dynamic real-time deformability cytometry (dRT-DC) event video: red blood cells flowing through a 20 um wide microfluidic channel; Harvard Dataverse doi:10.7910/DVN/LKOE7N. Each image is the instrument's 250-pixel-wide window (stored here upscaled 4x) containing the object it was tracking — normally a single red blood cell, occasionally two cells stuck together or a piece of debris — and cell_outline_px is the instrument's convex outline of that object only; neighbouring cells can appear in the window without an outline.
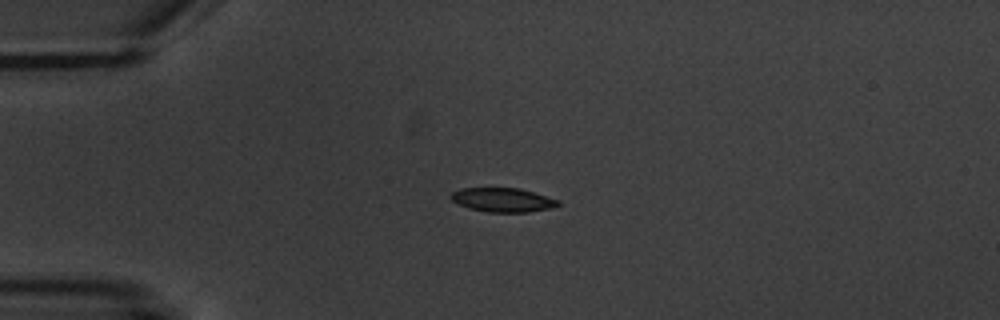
{"species": "common noctule bat (a hibernating species)", "species_latin": "Nyctalus noctula", "temperature_condition": "warm", "stored_images_in_passage": 5, "camera_frame_rate_fps": 3000, "um_per_image_px": 0.085, "animal": {"sex": "male", "body_mass_g": 20.1, "forearm_length_mm": 53.5}, "frame": {"image": 1, "passage_image": 3, "time_ms": 3.333, "image_size_px": [1000, 320], "cell_outline_px": [[560, 204], [552, 208], [528, 212], [488, 212], [468, 208], [452, 200], [448, 196], [452, 192], [460, 188], [520, 188], [560, 200]], "centroid_in_image_um": [42.73, 16.99], "position_along_channel_um": 42.3, "area_um2": 15.09}}